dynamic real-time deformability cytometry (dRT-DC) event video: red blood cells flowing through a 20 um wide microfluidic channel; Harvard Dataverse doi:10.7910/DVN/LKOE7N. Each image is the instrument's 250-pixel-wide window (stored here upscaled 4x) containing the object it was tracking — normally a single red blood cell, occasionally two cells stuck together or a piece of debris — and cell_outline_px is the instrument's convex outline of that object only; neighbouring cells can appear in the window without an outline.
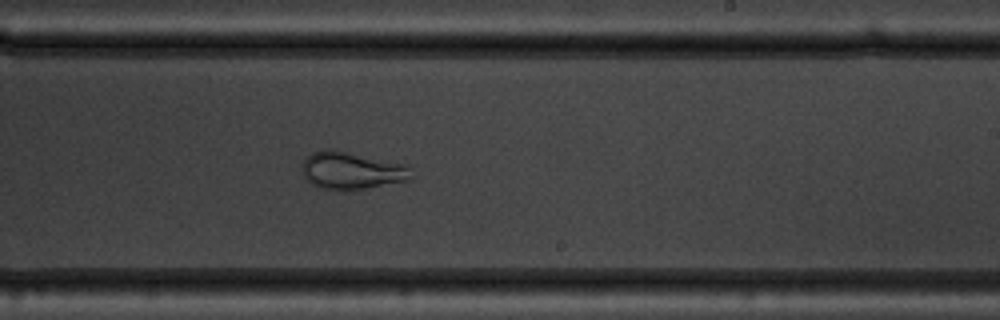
{"species": "common noctule bat (a hibernating species)", "species_latin": "Nyctalus noctula", "temperature_condition": "warm", "stored_images_in_passage": 50, "camera_frame_rate_fps": 3000, "um_per_image_px": 0.085, "animal": {"sex": "male", "body_mass_g": 19.5, "forearm_length_mm": 54.6}, "frame": {"image": 1, "passage_image": 29, "time_ms": 9.333, "image_size_px": [1000, 320], "cell_outline_px": [[412, 180], [364, 188], [320, 188], [312, 184], [304, 176], [300, 168], [304, 160], [312, 152], [328, 148], [332, 148], [408, 164], [412, 168]], "centroid_in_image_um": [29.93, 14.45], "position_along_channel_um": 259.1, "area_um2": 23.87}}
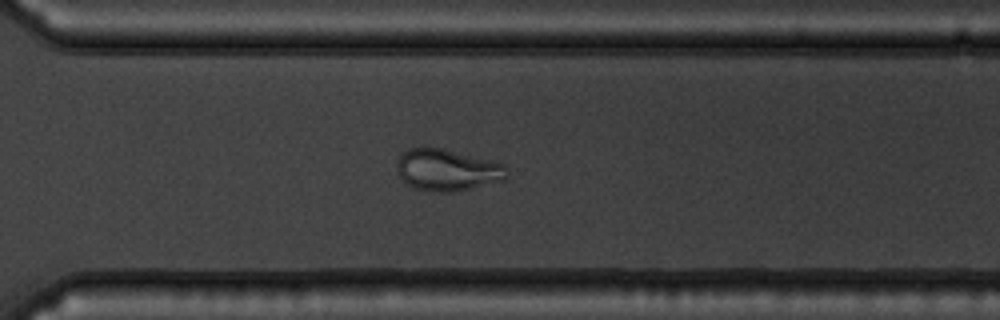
{"frame": {"image": 2, "passage_image": 35, "time_ms": 11.333, "image_size_px": [1000, 320], "cell_outline_px": [[508, 180], [456, 192], [432, 192], [412, 188], [396, 172], [396, 164], [400, 156], [408, 148], [444, 148], [492, 160], [504, 164], [508, 168]], "centroid_in_image_um": [38.07, 14.46], "position_along_channel_um": 332.5, "area_um2": 27.28}}
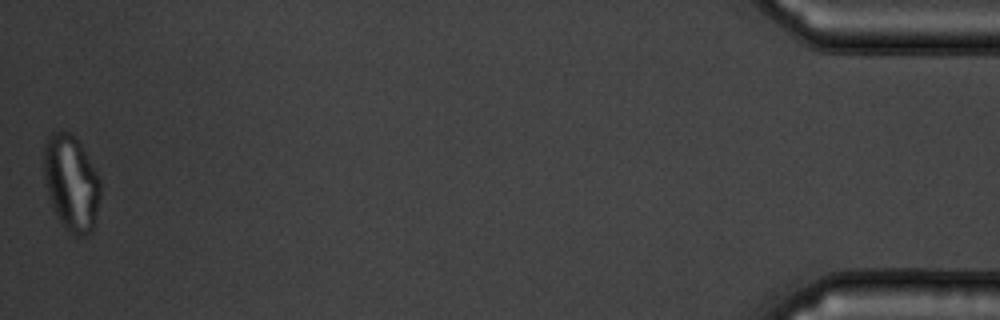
{"frame": {"image": 3, "passage_image": 50, "time_ms": 16.333, "image_size_px": [1000, 320], "cell_outline_px": [[100, 196], [92, 232], [84, 236], [76, 236], [60, 220], [52, 204], [48, 192], [44, 176], [44, 144], [48, 136], [52, 132], [72, 132], [80, 144], [100, 176]], "centroid_in_image_um": [6.08, 15.5], "position_along_channel_um": 429.1, "area_um2": 31.1}, "authors_computed_cell_mechanics": {"area_um2": 29.1601, "velocity_mm_per_s": 3.6864, "shape_relaxation_time_tau1_ms": null, "shape_relaxation_time_tau2_ms": 1.2788, "deformation_change_tau1": null, "deformation_change_tau2": 0.0713}}